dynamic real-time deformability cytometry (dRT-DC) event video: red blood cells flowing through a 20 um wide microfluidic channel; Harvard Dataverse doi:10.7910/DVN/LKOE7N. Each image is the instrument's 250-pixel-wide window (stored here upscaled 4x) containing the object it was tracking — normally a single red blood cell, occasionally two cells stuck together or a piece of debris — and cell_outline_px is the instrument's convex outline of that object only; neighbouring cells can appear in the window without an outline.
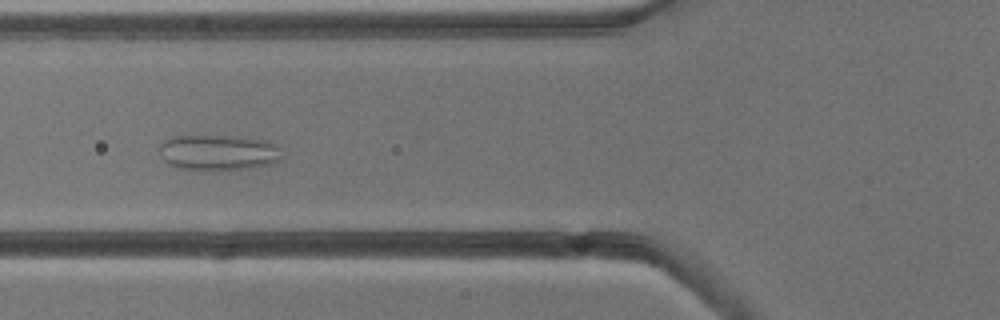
{"species": "common noctule bat (a hibernating species)", "species_latin": "Nyctalus noctula", "temperature_condition": "cold", "stored_images_in_passage": 9, "camera_frame_rate_fps": 3000, "um_per_image_px": 0.085, "animal": {"sex": "male", "body_mass_g": 13.3}, "frame": {"image": 1, "passage_image": 6, "time_ms": 6.0, "image_size_px": [1000, 320], "cell_outline_px": [[284, 156], [280, 160], [272, 164], [248, 168], [176, 168], [168, 164], [164, 160], [160, 148], [160, 144], [164, 140], [172, 136], [236, 136], [264, 140], [276, 144], [280, 148]], "centroid_in_image_um": [18.61, 12.93], "position_along_channel_um": 107.2, "area_um2": 25.03}}